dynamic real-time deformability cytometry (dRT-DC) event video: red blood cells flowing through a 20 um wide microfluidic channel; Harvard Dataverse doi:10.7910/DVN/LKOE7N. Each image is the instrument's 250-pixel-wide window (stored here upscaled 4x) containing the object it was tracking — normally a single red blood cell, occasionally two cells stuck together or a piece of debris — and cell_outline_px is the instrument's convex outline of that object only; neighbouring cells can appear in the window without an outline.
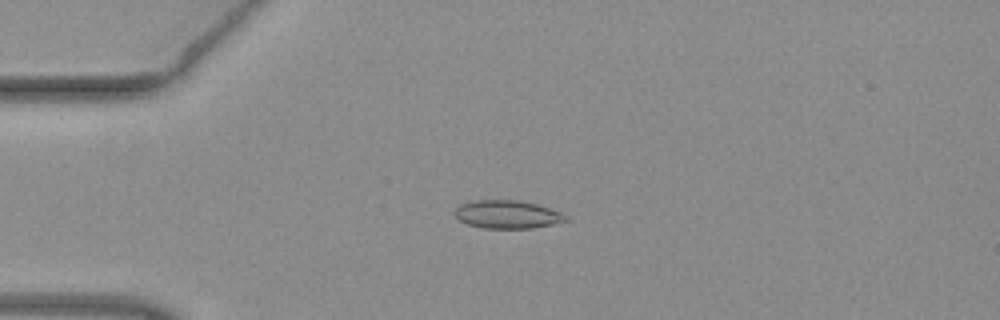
{"species": "common noctule bat (a hibernating species)", "species_latin": "Nyctalus noctula", "temperature_condition": "warm", "stored_images_in_passage": 50, "camera_frame_rate_fps": 3000, "um_per_image_px": 0.085, "animal": {"sex": "female", "body_mass_g": 19.3, "forearm_length_mm": 54.1}, "frame": {"image": 1, "passage_image": 12, "time_ms": 3.667, "image_size_px": [1000, 320], "cell_outline_px": [[568, 220], [552, 224], [532, 228], [484, 228], [468, 224], [460, 220], [452, 212], [460, 204], [472, 200], [520, 200], [536, 204], [560, 212], [568, 216]], "centroid_in_image_um": [43.1, 18.21], "position_along_channel_um": 41.9, "area_um2": 18.15}}
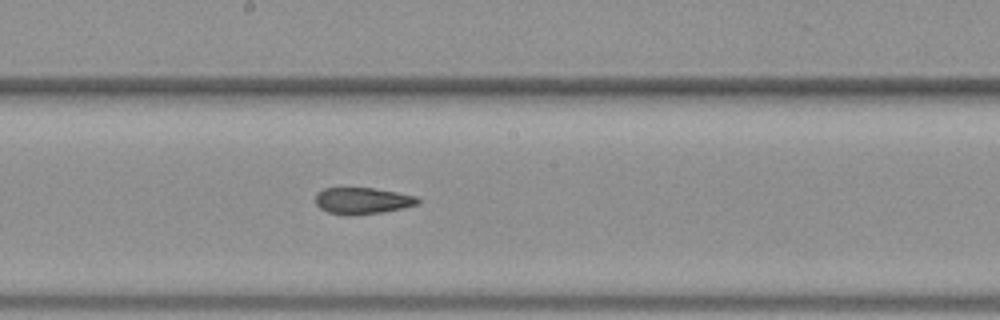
{"frame": {"image": 2, "passage_image": 27, "time_ms": 8.667, "image_size_px": [1000, 320], "cell_outline_px": [[420, 204], [404, 208], [380, 212], [352, 216], [348, 216], [328, 212], [320, 208], [316, 204], [316, 192], [324, 188], [372, 188], [396, 192], [416, 196], [420, 200]], "centroid_in_image_um": [30.8, 17.07], "position_along_channel_um": 217.4, "area_um2": 15.9}}
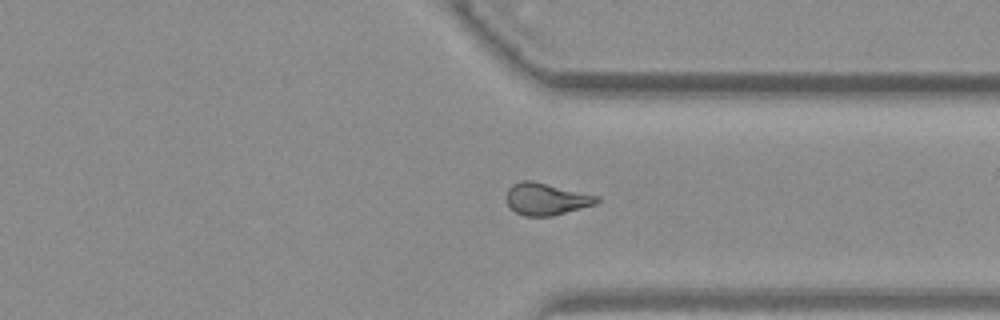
{"frame": {"image": 3, "passage_image": 38, "time_ms": 12.333, "image_size_px": [1000, 320], "cell_outline_px": [[600, 200], [596, 204], [552, 216], [524, 216], [516, 212], [508, 204], [508, 188], [512, 184], [520, 180], [532, 180], [600, 196]], "centroid_in_image_um": [46.45, 16.91], "position_along_channel_um": 364.9, "area_um2": 16.82}, "authors_computed_cell_mechanics": {"area_um2": 17.1088, "velocity_mm_per_s": 4.0393, "shape_relaxation_time_tau1_ms": null, "shape_relaxation_time_tau2_ms": 3.0284, "deformation_change_tau1": null, "deformation_change_tau2": 0.099}}